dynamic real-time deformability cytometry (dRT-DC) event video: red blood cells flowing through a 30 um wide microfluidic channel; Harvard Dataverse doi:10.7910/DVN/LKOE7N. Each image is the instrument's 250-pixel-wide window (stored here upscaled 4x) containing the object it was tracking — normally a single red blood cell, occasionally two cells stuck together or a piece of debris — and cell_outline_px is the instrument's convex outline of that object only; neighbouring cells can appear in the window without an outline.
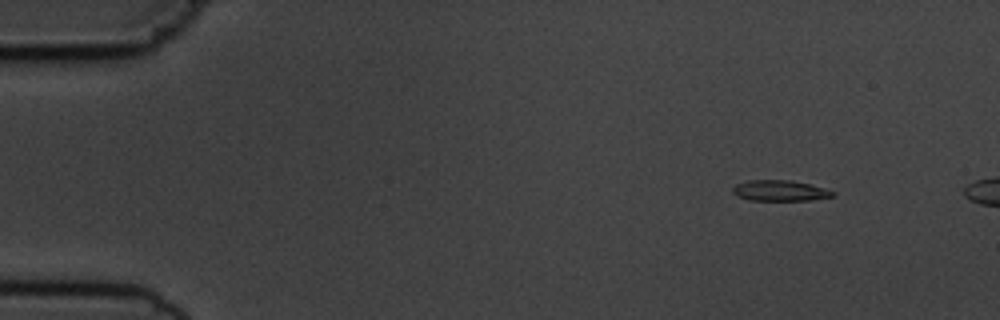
{"species": "common noctule bat (a hibernating species)", "species_latin": "Nyctalus noctula", "temperature_condition": "cold", "stored_images_in_passage": 6, "segment_of_instrument_passage": [2, 2], "camera_frame_rate_fps": 3000, "um_per_image_px": 0.085, "animal": {"sex": "male", "body_mass_g": 19.5, "forearm_length_mm": 54.6}, "frame": {"image": 1, "passage_image": 6, "time_ms": 6.667, "image_size_px": [1000, 320], "cell_outline_px": [[836, 192], [832, 196], [812, 200], [748, 200], [736, 196], [732, 192], [732, 188], [736, 184], [748, 180], [792, 180], [824, 188]], "centroid_in_image_um": [66.25, 16.2], "position_along_channel_um": 18.7, "area_um2": 12.08}}